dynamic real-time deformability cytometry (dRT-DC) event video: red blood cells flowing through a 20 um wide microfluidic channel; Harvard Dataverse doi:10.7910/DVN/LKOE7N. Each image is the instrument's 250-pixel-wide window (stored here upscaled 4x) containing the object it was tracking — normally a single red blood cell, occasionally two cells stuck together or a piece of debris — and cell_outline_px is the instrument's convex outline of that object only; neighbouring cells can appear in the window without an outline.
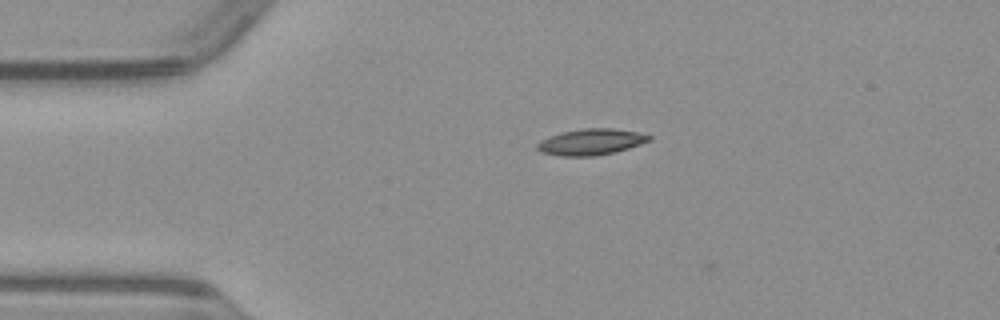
{"species": "common noctule bat (a hibernating species)", "species_latin": "Nyctalus noctula", "temperature_condition": "warm", "stored_images_in_passage": 42, "camera_frame_rate_fps": 3000, "um_per_image_px": 0.085, "animal": {"sex": "male", "body_mass_g": 23.1, "forearm_length_mm": 52.7}, "frame": {"image": 1, "passage_image": 2, "time_ms": 0.333, "image_size_px": [1000, 320], "cell_outline_px": [[652, 140], [628, 148], [596, 156], [560, 156], [544, 152], [536, 148], [536, 144], [540, 140], [564, 132], [584, 128], [612, 128], [640, 132], [652, 136]], "centroid_in_image_um": [50.28, 12.06], "position_along_channel_um": 34.7, "area_um2": 16.88}}
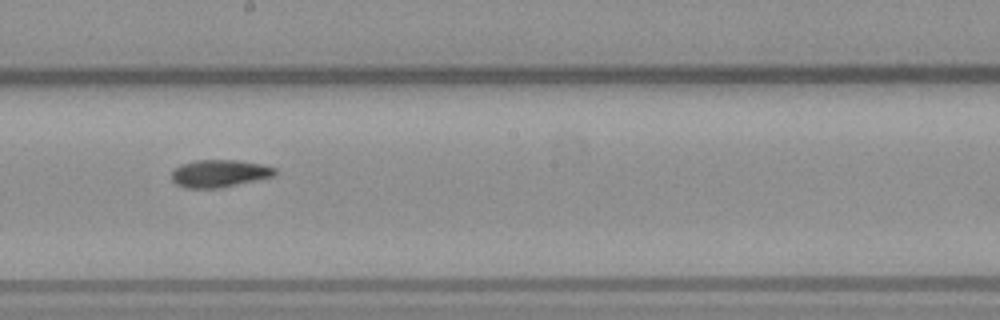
{"frame": {"image": 2, "passage_image": 19, "time_ms": 6.0, "image_size_px": [1000, 320], "cell_outline_px": [[276, 172], [272, 176], [220, 188], [188, 188], [176, 184], [172, 180], [172, 172], [176, 168], [184, 164], [196, 160], [236, 160], [264, 164], [276, 168]], "centroid_in_image_um": [18.66, 14.74], "position_along_channel_um": 229.5, "area_um2": 16.3}}
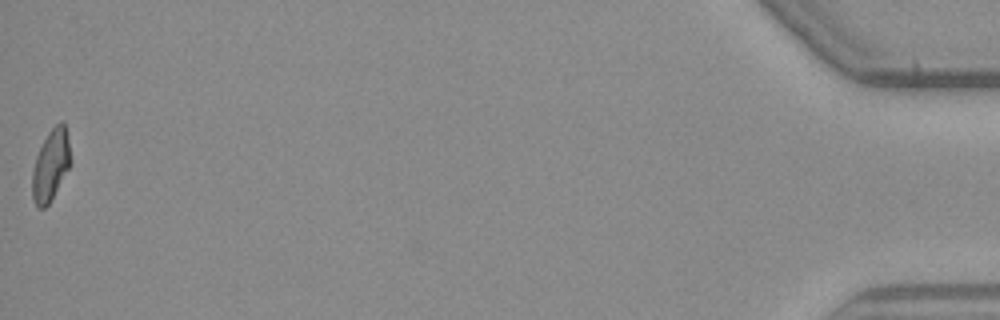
{"frame": {"image": 3, "passage_image": 42, "time_ms": 13.667, "image_size_px": [1000, 320], "cell_outline_px": [[72, 160], [68, 168], [48, 204], [44, 208], [36, 208], [32, 200], [32, 172], [36, 156], [48, 132], [60, 120], [64, 124], [68, 140]], "centroid_in_image_um": [4.29, 14.05], "position_along_channel_um": 430.9, "area_um2": 15.66}}